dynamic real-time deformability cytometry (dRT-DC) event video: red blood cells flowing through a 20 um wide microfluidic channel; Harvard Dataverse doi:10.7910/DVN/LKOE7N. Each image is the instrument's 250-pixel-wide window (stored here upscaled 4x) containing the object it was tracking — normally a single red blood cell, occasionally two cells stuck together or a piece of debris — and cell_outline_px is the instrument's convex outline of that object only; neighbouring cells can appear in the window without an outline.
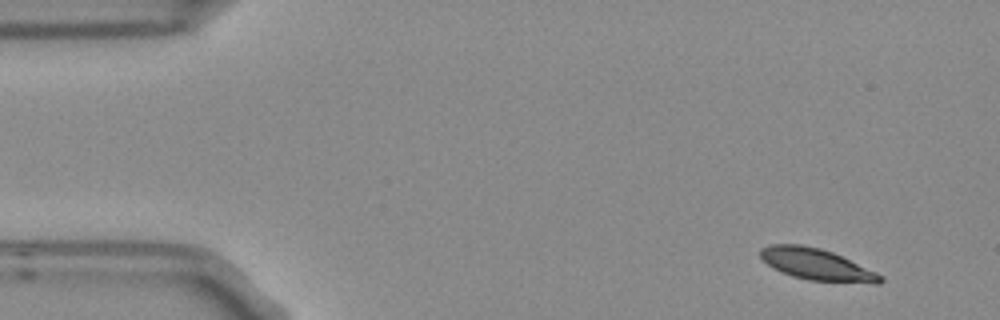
{"species": "Egyptian fruit bat (a non-hibernating species)", "species_latin": "Rousettus aegyptiacus", "temperature_condition": "room temperature", "stored_images_in_passage": 4, "camera_frame_rate_fps": 3000, "um_per_image_px": 0.085, "frame": {"image": 1, "passage_image": 1, "time_ms": 0.0, "image_size_px": [1000, 320], "cell_outline_px": [[884, 280], [880, 284], [872, 284], [808, 280], [792, 276], [780, 272], [772, 268], [760, 256], [760, 248], [772, 244], [800, 244], [820, 248], [832, 252], [876, 272], [884, 276]], "centroid_in_image_um": [69.43, 22.49], "position_along_channel_um": 15.6, "area_um2": 22.14}}
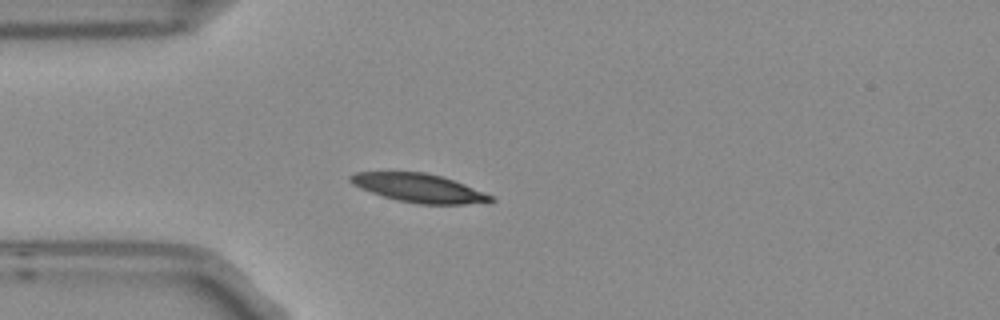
{"frame": {"image": 2, "passage_image": 4, "time_ms": 1.0, "image_size_px": [1000, 320], "cell_outline_px": [[496, 200], [488, 204], [420, 204], [400, 200], [384, 196], [360, 188], [352, 184], [348, 180], [348, 176], [356, 172], [424, 172], [440, 176], [464, 184], [492, 196]], "centroid_in_image_um": [35.64, 15.99], "position_along_channel_um": 49.4, "area_um2": 23.24}}